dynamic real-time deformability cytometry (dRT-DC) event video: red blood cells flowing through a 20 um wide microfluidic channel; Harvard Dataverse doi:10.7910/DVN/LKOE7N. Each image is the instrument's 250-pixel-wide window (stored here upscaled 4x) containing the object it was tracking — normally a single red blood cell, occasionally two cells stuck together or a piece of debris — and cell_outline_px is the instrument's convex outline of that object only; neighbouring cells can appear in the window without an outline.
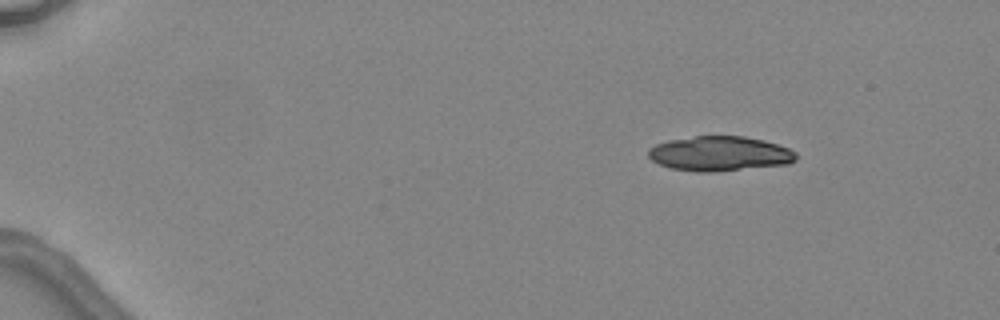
{"species": "common noctule bat (a hibernating species)", "species_latin": "Nyctalus noctula", "temperature_condition": "warm", "stored_images_in_passage": 4, "camera_frame_rate_fps": 3000, "um_per_image_px": 0.085, "animal": {"sex": "female", "body_mass_g": 24.6, "forearm_length_mm": 56.2}, "frame": {"image": 1, "passage_image": 1, "time_ms": 0.0, "image_size_px": [1000, 320], "cell_outline_px": [[796, 160], [788, 164], [716, 172], [696, 172], [668, 168], [652, 160], [648, 156], [648, 148], [656, 144], [668, 140], [696, 136], [744, 136], [764, 140], [788, 148], [796, 152]], "centroid_in_image_um": [61.15, 13.07], "position_along_channel_um": 23.8, "area_um2": 30.11}}